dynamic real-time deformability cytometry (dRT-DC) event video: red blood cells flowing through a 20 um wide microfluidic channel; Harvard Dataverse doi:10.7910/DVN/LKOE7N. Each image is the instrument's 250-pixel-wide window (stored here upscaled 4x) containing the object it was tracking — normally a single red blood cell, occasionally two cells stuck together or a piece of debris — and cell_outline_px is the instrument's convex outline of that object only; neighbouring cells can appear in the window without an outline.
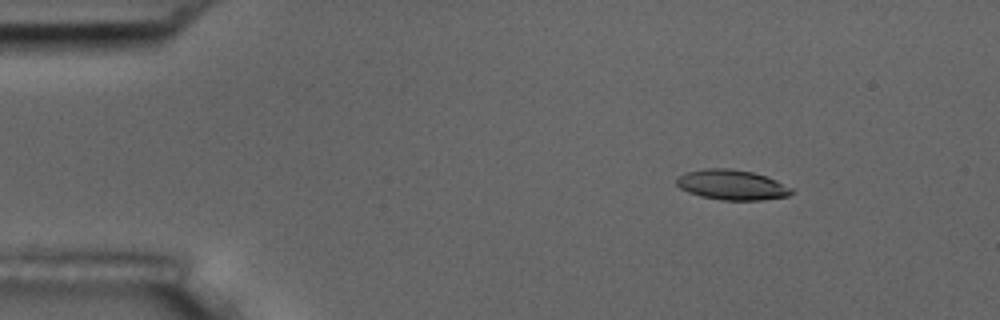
{"species": "common noctule bat (a hibernating species)", "species_latin": "Nyctalus noctula", "temperature_condition": "room temperature", "stored_images_in_passage": 7, "camera_frame_rate_fps": 3000, "um_per_image_px": 0.085, "animal": {"sex": "male", "body_mass_g": 17.5, "forearm_length_mm": 52.3}, "frame": {"image": 1, "passage_image": 1, "time_ms": 0.0, "image_size_px": [1000, 320], "cell_outline_px": [[792, 192], [788, 196], [760, 200], [720, 200], [700, 196], [688, 192], [680, 188], [676, 184], [676, 176], [684, 172], [704, 168], [732, 168], [752, 172], [776, 180], [792, 188]], "centroid_in_image_um": [62.15, 15.7], "position_along_channel_um": 22.8, "area_um2": 20.29}}
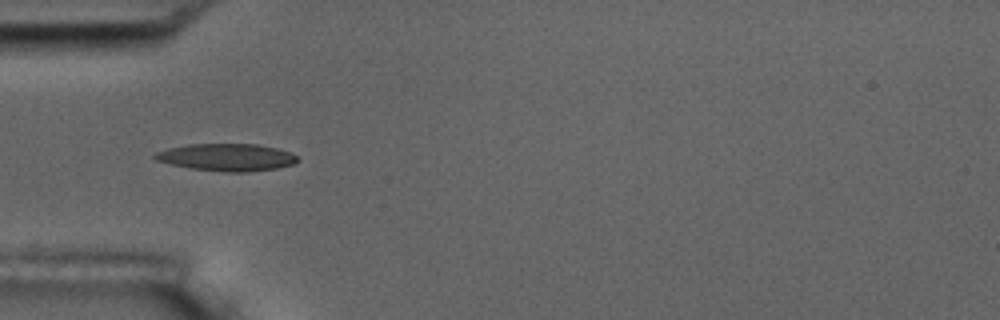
{"frame": {"image": 2, "passage_image": 4, "time_ms": 1.0, "image_size_px": [1000, 320], "cell_outline_px": [[300, 160], [292, 164], [276, 168], [248, 172], [224, 172], [192, 168], [172, 164], [156, 160], [152, 156], [156, 152], [168, 148], [188, 144], [256, 144], [276, 148], [288, 152], [296, 156]], "centroid_in_image_um": [19.26, 13.37], "position_along_channel_um": 65.7, "area_um2": 22.48}}
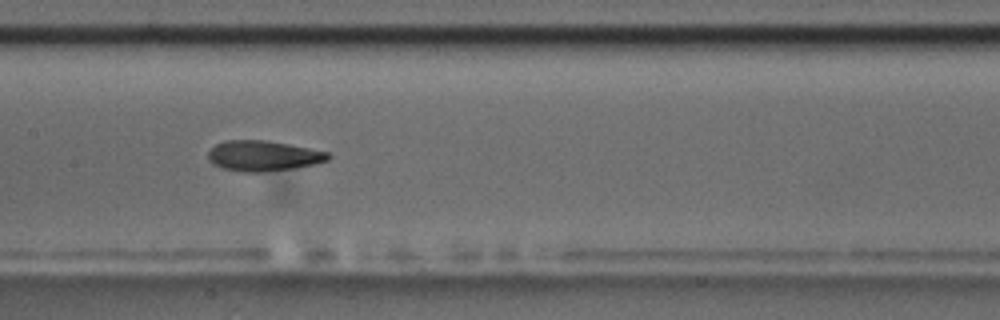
{"frame": {"image": 3, "passage_image": 7, "time_ms": 2.0, "image_size_px": [1000, 320], "cell_outline_px": [[332, 156], [328, 160], [316, 164], [292, 168], [260, 172], [244, 172], [220, 168], [212, 164], [208, 160], [208, 152], [216, 144], [224, 140], [268, 140], [328, 152]], "centroid_in_image_um": [22.35, 13.24], "position_along_channel_um": 185.1, "area_um2": 21.33}}